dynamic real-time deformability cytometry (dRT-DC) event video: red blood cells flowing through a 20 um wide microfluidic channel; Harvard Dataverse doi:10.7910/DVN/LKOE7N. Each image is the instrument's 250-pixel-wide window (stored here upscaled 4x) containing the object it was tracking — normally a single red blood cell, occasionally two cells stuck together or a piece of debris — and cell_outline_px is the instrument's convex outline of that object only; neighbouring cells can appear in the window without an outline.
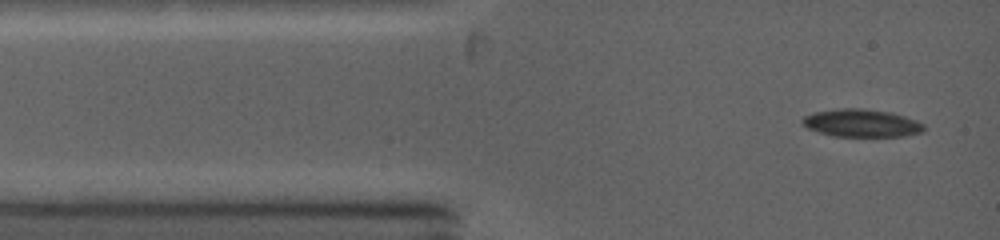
{"species": "common noctule bat (a hibernating species)", "species_latin": "Nyctalus noctula", "temperature_condition": "warm", "stored_images_in_passage": 33, "camera_frame_rate_fps": 5000, "um_per_image_px": 0.085, "animal": {"sex": "female", "body_mass_g": 19.0, "forearm_length_mm": 53.3}, "frame": {"image": 1, "passage_image": 1, "time_ms": 0.0, "image_size_px": [1000, 240], "cell_outline_px": [[924, 132], [904, 136], [832, 136], [808, 128], [800, 120], [804, 116], [816, 112], [840, 108], [860, 108], [892, 112], [916, 120], [924, 124]], "centroid_in_image_um": [73.26, 10.46], "position_along_channel_um": 11.7, "area_um2": 19.59}}
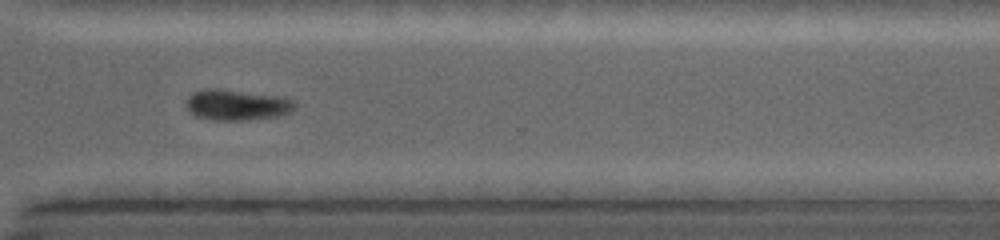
{"frame": {"image": 2, "passage_image": 20, "time_ms": 9.0, "image_size_px": [1000, 240], "cell_outline_px": [[300, 104], [292, 112], [280, 116], [240, 120], [212, 120], [196, 116], [188, 112], [184, 104], [188, 96], [196, 92], [236, 92], [276, 96], [296, 100]], "centroid_in_image_um": [20.22, 8.99], "position_along_channel_um": 350.4, "area_um2": 18.67}}
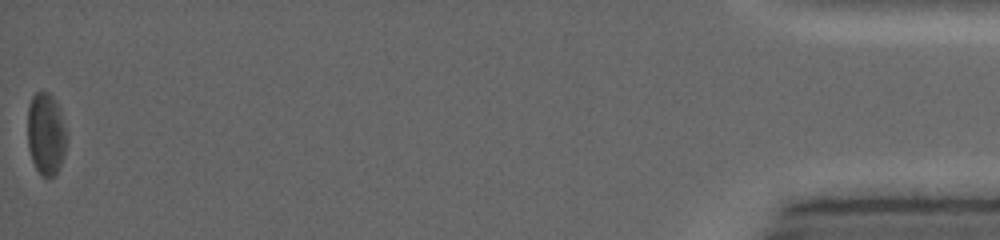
{"frame": {"image": 3, "passage_image": 33, "time_ms": 14.4, "image_size_px": [1000, 240], "cell_outline_px": [[68, 136], [64, 152], [60, 164], [56, 172], [52, 176], [44, 176], [36, 168], [32, 160], [28, 148], [28, 104], [32, 96], [36, 92], [48, 92], [56, 100], [60, 108]], "centroid_in_image_um": [3.91, 11.32], "position_along_channel_um": 431.3, "area_um2": 18.73}, "authors_computed_cell_mechanics": {"area_um2": 19.2474, "velocity_mm_per_s": 4.216, "shape_relaxation_time_tau1_ms": 0.9113, "shape_relaxation_time_tau2_ms": null, "deformation_change_tau1": 0.053, "deformation_change_tau2": null}}